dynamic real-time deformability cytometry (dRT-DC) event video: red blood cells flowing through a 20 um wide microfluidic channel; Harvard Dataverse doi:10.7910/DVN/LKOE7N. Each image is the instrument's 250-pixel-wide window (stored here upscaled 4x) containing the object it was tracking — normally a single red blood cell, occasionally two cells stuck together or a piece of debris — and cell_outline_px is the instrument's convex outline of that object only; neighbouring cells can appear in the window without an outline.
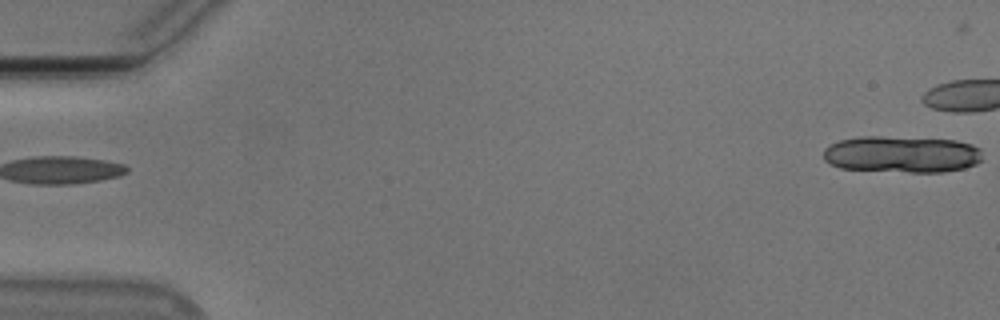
{"species": "Egyptian fruit bat (a non-hibernating species)", "species_latin": "Rousettus aegyptiacus", "temperature_condition": "cold", "stored_images_in_passage": 10, "camera_frame_rate_fps": 3000, "um_per_image_px": 0.085, "animal": {"sex": "male"}, "frame": {"image": 1, "passage_image": 1, "time_ms": 0.0, "image_size_px": [1000, 320], "cell_outline_px": [[980, 160], [976, 164], [964, 168], [944, 172], [908, 172], [840, 168], [824, 160], [824, 148], [828, 144], [840, 140], [860, 136], [880, 136], [956, 140], [972, 144], [980, 148]], "centroid_in_image_um": [76.64, 13.11], "position_along_channel_um": 8.4, "area_um2": 34.1}}